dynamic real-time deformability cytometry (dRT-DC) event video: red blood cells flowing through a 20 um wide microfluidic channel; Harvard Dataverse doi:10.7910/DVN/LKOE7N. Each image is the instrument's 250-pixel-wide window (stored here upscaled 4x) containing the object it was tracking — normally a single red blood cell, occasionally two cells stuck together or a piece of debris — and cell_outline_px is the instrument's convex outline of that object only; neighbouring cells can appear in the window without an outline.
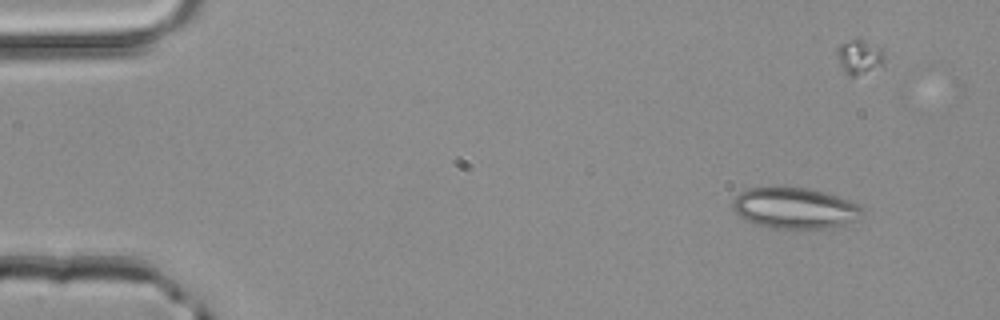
{"species": "common noctule bat (a hibernating species)", "species_latin": "Nyctalus noctula", "temperature_condition": "room temperature", "stored_images_in_passage": 4, "camera_frame_rate_fps": 3000, "um_per_image_px": 0.085, "animal": {"sex": "male", "body_mass_g": 20.4}, "frame": {"image": 1, "passage_image": 1, "time_ms": 0.0, "image_size_px": [1000, 320], "cell_outline_px": [[864, 212], [852, 220], [836, 228], [768, 228], [756, 224], [740, 216], [732, 208], [732, 200], [740, 192], [748, 188], [808, 188], [824, 192], [848, 200], [856, 204]], "centroid_in_image_um": [67.51, 17.7], "position_along_channel_um": 17.5, "area_um2": 30.46}}